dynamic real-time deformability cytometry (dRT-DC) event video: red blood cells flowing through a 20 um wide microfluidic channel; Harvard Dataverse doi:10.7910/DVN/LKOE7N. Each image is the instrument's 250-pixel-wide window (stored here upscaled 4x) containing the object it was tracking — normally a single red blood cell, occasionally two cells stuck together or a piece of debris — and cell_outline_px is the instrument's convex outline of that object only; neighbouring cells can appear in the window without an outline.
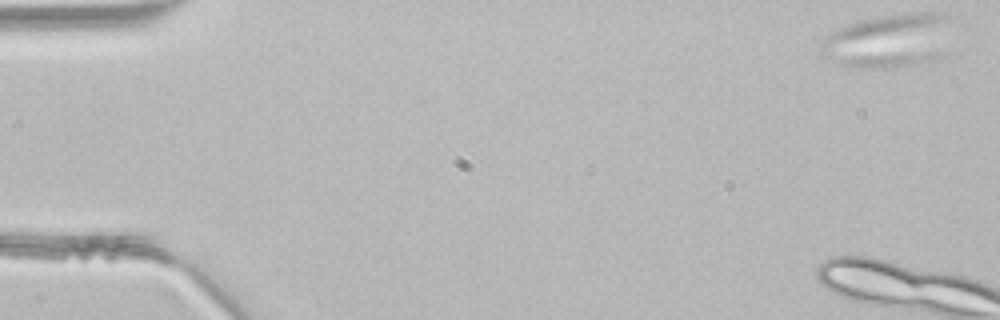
{"species": "common noctule bat (a hibernating species)", "species_latin": "Nyctalus noctula", "temperature_condition": "room temperature", "stored_images_in_passage": 10, "camera_frame_rate_fps": 3000, "um_per_image_px": 0.085, "animal": {"sex": "male", "body_mass_g": 21.5, "forearm_length_mm": 52.0}, "frame": {"image": 1, "passage_image": 1, "time_ms": 0.0, "image_size_px": [1000, 320], "cell_outline_px": [[948, 16], [940, 56], [936, 60], [920, 64], [884, 68], [848, 68], [820, 56], [820, 48], [828, 36], [832, 32], [848, 24], [860, 20], [880, 16], [920, 12], [944, 12]], "centroid_in_image_um": [75.45, 3.49], "position_along_channel_um": 9.6, "area_um2": 40.63}}